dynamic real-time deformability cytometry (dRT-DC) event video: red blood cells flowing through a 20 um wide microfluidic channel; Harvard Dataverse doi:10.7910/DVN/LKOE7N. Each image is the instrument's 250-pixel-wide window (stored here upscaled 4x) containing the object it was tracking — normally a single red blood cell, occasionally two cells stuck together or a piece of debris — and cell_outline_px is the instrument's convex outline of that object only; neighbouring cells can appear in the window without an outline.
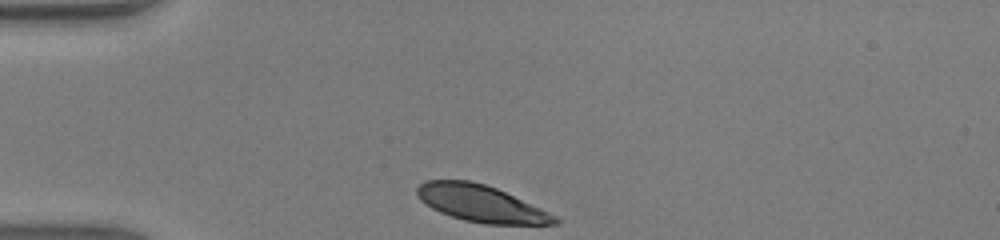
{"species": "human", "species_latin": "Homo sapiens", "temperature_condition": "warm", "stored_images_in_passage": 28, "camera_frame_rate_fps": 3000, "um_per_image_px": 0.085, "donor": {"sex": "male"}, "frame": {"image": 1, "passage_image": 1, "time_ms": 0.0, "image_size_px": [1000, 240], "cell_outline_px": [[560, 220], [556, 224], [484, 224], [464, 220], [440, 212], [432, 208], [420, 200], [416, 196], [416, 188], [424, 180], [472, 180], [496, 188], [540, 208], [556, 216]], "centroid_in_image_um": [40.84, 17.29], "position_along_channel_um": 44.2, "area_um2": 29.3}}
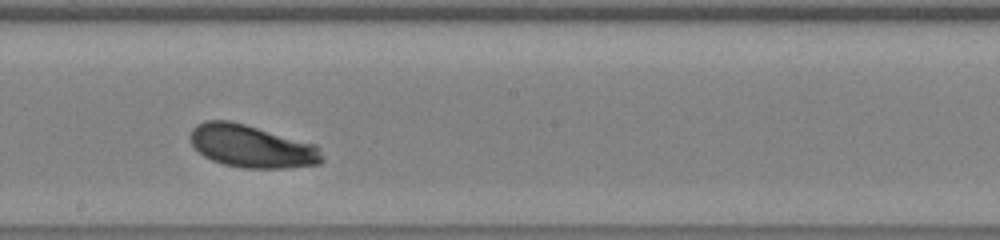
{"frame": {"image": 2, "passage_image": 16, "time_ms": 5.0, "image_size_px": [1000, 240], "cell_outline_px": [[324, 160], [320, 164], [284, 168], [244, 168], [224, 164], [212, 160], [204, 156], [192, 144], [188, 136], [192, 128], [196, 124], [204, 120], [228, 120], [244, 124], [316, 144]], "centroid_in_image_um": [21.37, 12.43], "position_along_channel_um": 226.8, "area_um2": 32.71}}
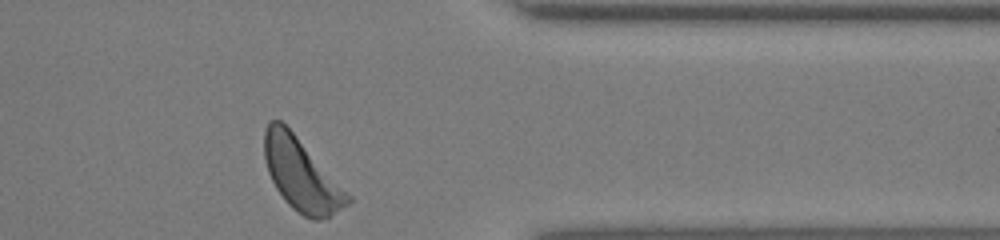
{"frame": {"image": 3, "passage_image": 28, "time_ms": 9.0, "image_size_px": [1000, 240], "cell_outline_px": [[352, 200], [348, 204], [328, 216], [320, 220], [312, 220], [304, 216], [292, 208], [288, 204], [276, 188], [268, 172], [264, 160], [264, 132], [268, 120], [280, 120], [292, 132], [352, 196]], "centroid_in_image_um": [25.59, 14.85], "position_along_channel_um": 385.8, "area_um2": 34.56}, "authors_computed_cell_mechanics": {"area_um2": 32.7148, "velocity_mm_per_s": 4.2595, "shape_relaxation_time_tau1_ms": 1.4871, "shape_relaxation_time_tau2_ms": null, "deformation_change_tau1": 0.1128, "deformation_change_tau2": null}}